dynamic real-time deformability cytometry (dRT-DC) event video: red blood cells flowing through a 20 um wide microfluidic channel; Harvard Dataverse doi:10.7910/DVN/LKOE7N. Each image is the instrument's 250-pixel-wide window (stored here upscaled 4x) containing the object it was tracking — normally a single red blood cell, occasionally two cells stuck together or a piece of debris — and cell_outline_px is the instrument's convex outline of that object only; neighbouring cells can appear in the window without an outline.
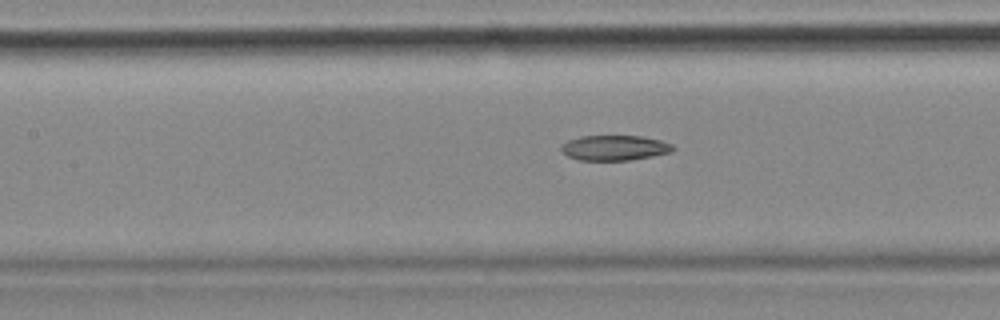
{"species": "common noctule bat (a hibernating species)", "species_latin": "Nyctalus noctula", "temperature_condition": "cold", "stored_images_in_passage": 56, "camera_frame_rate_fps": 3000, "um_per_image_px": 0.085, "animal": {"sex": "female", "body_mass_g": 18.4}, "frame": {"image": 1, "passage_image": 25, "time_ms": 8.0, "image_size_px": [1000, 320], "cell_outline_px": [[676, 148], [672, 152], [652, 156], [628, 160], [580, 160], [568, 156], [560, 148], [568, 140], [580, 136], [640, 136], [660, 140], [672, 144]], "centroid_in_image_um": [52.27, 12.56], "position_along_channel_um": 155.1, "area_um2": 16.24}, "authors_computed_cell_mechanics": {"area_um2": 18.207, "velocity_mm_per_s": 3.5744, "shape_relaxation_time_tau1_ms": null, "shape_relaxation_time_tau2_ms": 6.4821, "deformation_change_tau1": null, "deformation_change_tau2": 0.1414}}